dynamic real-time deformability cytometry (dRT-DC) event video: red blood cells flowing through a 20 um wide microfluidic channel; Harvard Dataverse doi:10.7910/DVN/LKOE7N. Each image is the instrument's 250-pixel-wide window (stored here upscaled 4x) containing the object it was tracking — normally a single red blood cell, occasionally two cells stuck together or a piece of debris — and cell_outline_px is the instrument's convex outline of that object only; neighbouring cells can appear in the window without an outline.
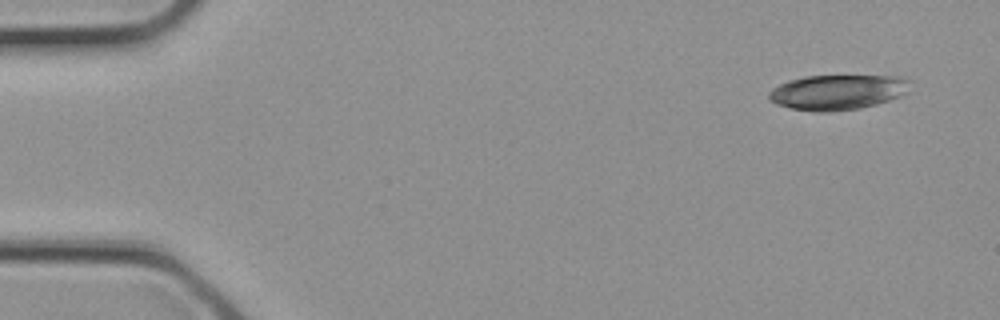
{"species": "common noctule bat (a hibernating species)", "species_latin": "Nyctalus noctula", "temperature_condition": "cold", "stored_images_in_passage": 4, "camera_frame_rate_fps": 3000, "um_per_image_px": 0.085, "animal": {"sex": "female", "body_mass_g": 21.9}, "frame": {"image": 1, "passage_image": 4, "time_ms": 1.0, "image_size_px": [1000, 320], "cell_outline_px": [[912, 80], [908, 92], [900, 96], [876, 104], [860, 108], [828, 112], [812, 112], [792, 108], [776, 104], [768, 100], [768, 92], [772, 88], [788, 80], [804, 76], [904, 76]], "centroid_in_image_um": [71.2, 7.83], "position_along_channel_um": 13.8, "area_um2": 29.19}}